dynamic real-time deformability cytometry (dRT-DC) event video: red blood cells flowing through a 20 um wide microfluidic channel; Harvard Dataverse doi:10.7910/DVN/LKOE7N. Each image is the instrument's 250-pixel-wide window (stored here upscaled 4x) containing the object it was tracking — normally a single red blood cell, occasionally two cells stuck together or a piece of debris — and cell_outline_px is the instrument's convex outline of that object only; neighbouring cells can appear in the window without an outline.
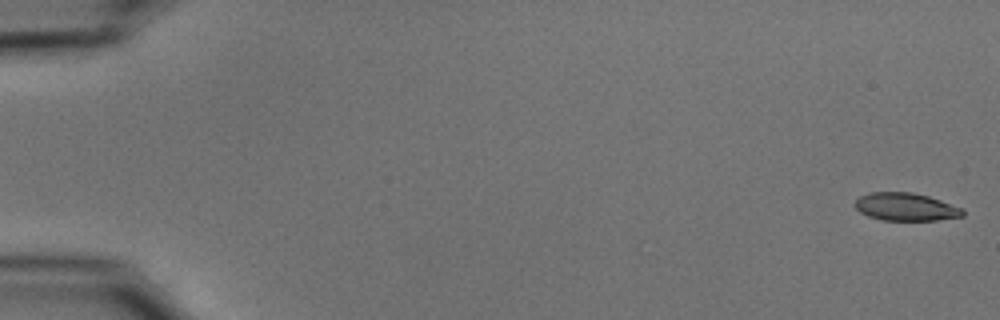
{"species": "common noctule bat (a hibernating species)", "species_latin": "Nyctalus noctula", "temperature_condition": "cold", "stored_images_in_passage": 54, "camera_frame_rate_fps": 3000, "um_per_image_px": 0.085, "animal": {"sex": "male", "body_mass_g": 15.6}, "frame": {"image": 1, "passage_image": 1, "time_ms": 0.0, "image_size_px": [1000, 320], "cell_outline_px": [[964, 216], [936, 220], [880, 220], [868, 216], [860, 212], [852, 204], [860, 196], [868, 192], [912, 192], [928, 196], [964, 208]], "centroid_in_image_um": [76.97, 17.58], "position_along_channel_um": 8.0, "area_um2": 17.63}}
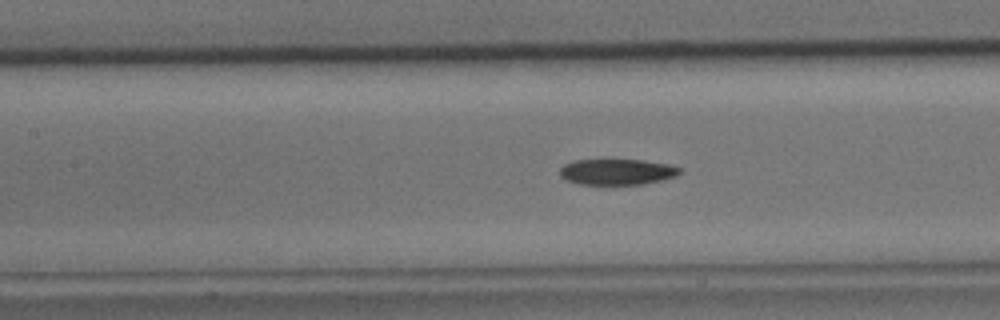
{"frame": {"image": 2, "passage_image": 25, "time_ms": 8.0, "image_size_px": [1000, 320], "cell_outline_px": [[680, 172], [676, 176], [644, 184], [580, 184], [564, 180], [560, 176], [560, 168], [564, 164], [576, 160], [644, 160], [672, 164], [680, 168]], "centroid_in_image_um": [52.44, 14.6], "position_along_channel_um": 155.0, "area_um2": 18.09}}
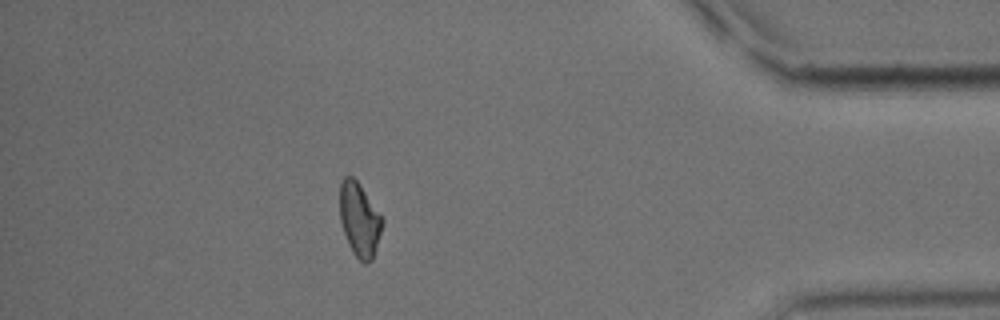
{"frame": {"image": 3, "passage_image": 48, "time_ms": 15.667, "image_size_px": [1000, 320], "cell_outline_px": [[384, 224], [372, 260], [368, 264], [364, 264], [352, 252], [348, 244], [340, 220], [340, 184], [344, 176], [352, 176], [360, 184], [384, 216]], "centroid_in_image_um": [30.59, 18.66], "position_along_channel_um": 404.6, "area_um2": 18.67}, "authors_computed_cell_mechanics": {"area_um2": 18.6694, "velocity_mm_per_s": 3.7538, "shape_relaxation_time_tau1_ms": 7.7884, "shape_relaxation_time_tau2_ms": null, "deformation_change_tau1": 0.1924, "deformation_change_tau2": null}}